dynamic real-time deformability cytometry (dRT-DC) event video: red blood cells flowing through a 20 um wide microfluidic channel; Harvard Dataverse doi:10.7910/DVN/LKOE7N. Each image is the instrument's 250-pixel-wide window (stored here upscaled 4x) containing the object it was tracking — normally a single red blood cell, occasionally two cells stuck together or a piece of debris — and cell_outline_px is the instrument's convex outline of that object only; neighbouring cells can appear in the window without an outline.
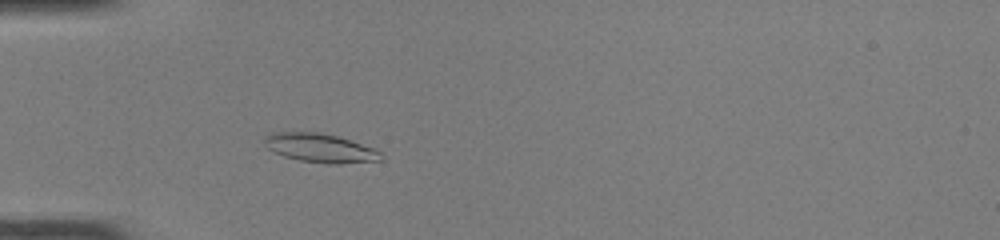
{"species": "common noctule bat (a hibernating species)", "species_latin": "Nyctalus noctula", "temperature_condition": "room temperature", "stored_images_in_passage": 44, "camera_frame_rate_fps": 3000, "um_per_image_px": 0.085, "animal": {"sex": "female", "body_mass_g": 22.0, "forearm_length_mm": 56.7}, "frame": {"image": 1, "passage_image": 10, "time_ms": 3.0, "image_size_px": [1000, 240], "cell_outline_px": [[384, 160], [336, 164], [328, 164], [300, 160], [284, 156], [268, 148], [264, 144], [264, 136], [272, 132], [320, 132], [336, 136], [372, 148], [380, 152]], "centroid_in_image_um": [27.19, 12.58], "position_along_channel_um": 57.8, "area_um2": 19.36}}
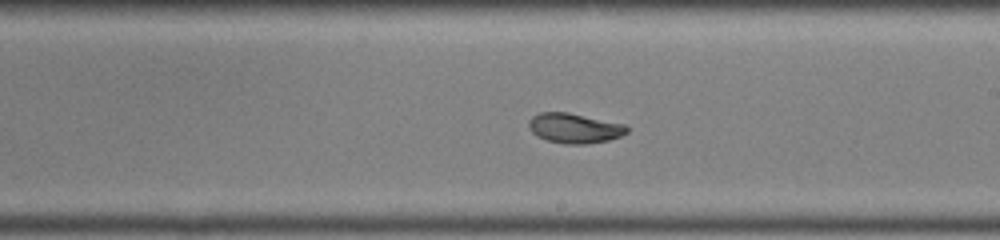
{"frame": {"image": 2, "passage_image": 24, "time_ms": 7.667, "image_size_px": [1000, 240], "cell_outline_px": [[628, 132], [620, 136], [608, 140], [588, 144], [564, 144], [548, 140], [536, 136], [528, 128], [528, 120], [532, 116], [540, 112], [568, 112], [624, 124], [628, 128]], "centroid_in_image_um": [48.79, 10.89], "position_along_channel_um": 240.2, "area_um2": 17.17}}
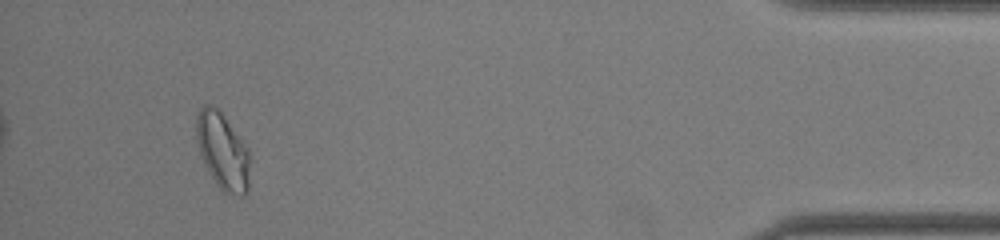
{"frame": {"image": 3, "passage_image": 41, "time_ms": 13.333, "image_size_px": [1000, 240], "cell_outline_px": [[248, 192], [244, 196], [240, 196], [224, 192], [216, 184], [200, 156], [196, 140], [196, 116], [200, 108], [204, 104], [212, 104], [224, 116], [248, 148]], "centroid_in_image_um": [18.89, 12.84], "position_along_channel_um": 416.3, "area_um2": 23.76}, "authors_computed_cell_mechanics": {"area_um2": 18.9006, "velocity_mm_per_s": 4.0922, "shape_relaxation_time_tau1_ms": 4.5823, "shape_relaxation_time_tau2_ms": 1.4858, "deformation_change_tau1": 0.1491, "deformation_change_tau2": 0.051}}